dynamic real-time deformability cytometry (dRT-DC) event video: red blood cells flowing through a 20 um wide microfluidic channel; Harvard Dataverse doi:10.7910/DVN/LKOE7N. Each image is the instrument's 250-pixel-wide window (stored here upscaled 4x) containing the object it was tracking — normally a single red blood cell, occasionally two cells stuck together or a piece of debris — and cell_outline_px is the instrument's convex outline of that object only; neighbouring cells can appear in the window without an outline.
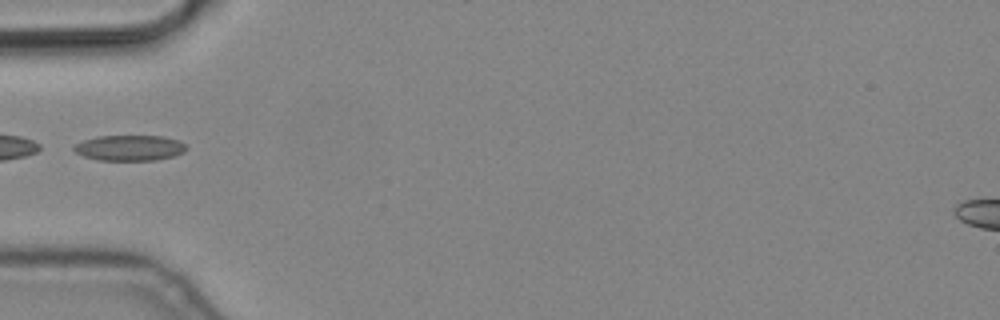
{"species": "common noctule bat (a hibernating species)", "species_latin": "Nyctalus noctula", "temperature_condition": "cold", "stored_images_in_passage": 7, "segment_of_instrument_passage": [2, 2], "camera_frame_rate_fps": 3000, "um_per_image_px": 0.085, "animal": {"sex": "male", "body_mass_g": 19.2, "forearm_length_mm": 51.8}, "frame": {"image": 1, "passage_image": 6, "time_ms": 1.667, "image_size_px": [1000, 320], "cell_outline_px": [[188, 148], [184, 152], [176, 156], [156, 160], [100, 160], [84, 156], [76, 152], [72, 148], [76, 144], [84, 140], [96, 136], [164, 136], [180, 140], [188, 144]], "centroid_in_image_um": [11.1, 12.56], "position_along_channel_um": 73.9, "area_um2": 16.94}}